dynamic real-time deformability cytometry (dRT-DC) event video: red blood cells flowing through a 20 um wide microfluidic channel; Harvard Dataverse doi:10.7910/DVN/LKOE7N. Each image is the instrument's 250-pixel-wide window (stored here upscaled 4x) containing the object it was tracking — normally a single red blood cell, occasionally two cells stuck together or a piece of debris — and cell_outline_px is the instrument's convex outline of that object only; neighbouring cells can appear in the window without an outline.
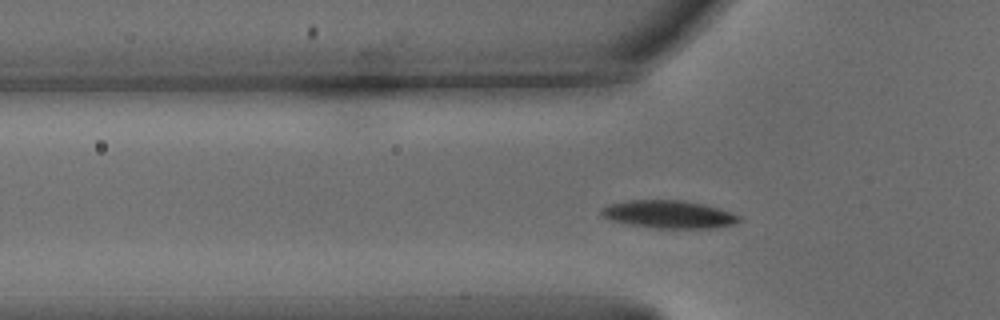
{"species": "common noctule bat (a hibernating species)", "species_latin": "Nyctalus noctula", "temperature_condition": "warm", "stored_images_in_passage": 41, "camera_frame_rate_fps": 3000, "um_per_image_px": 0.085, "animal": {"sex": "male", "body_mass_g": 15.6}, "frame": {"image": 1, "passage_image": 12, "time_ms": 3.667, "image_size_px": [1000, 320], "cell_outline_px": [[744, 220], [736, 224], [716, 228], [656, 228], [628, 224], [612, 220], [604, 216], [600, 212], [600, 208], [608, 204], [624, 200], [684, 200], [704, 204], [740, 216]], "centroid_in_image_um": [56.85, 18.22], "position_along_channel_um": 68.9, "area_um2": 22.43}}
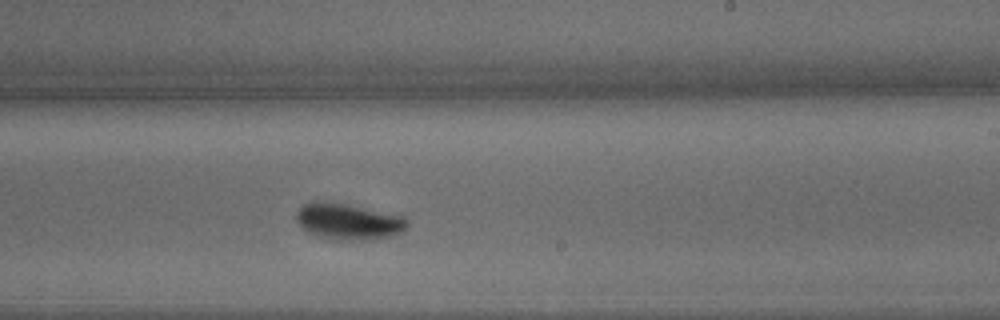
{"frame": {"image": 2, "passage_image": 27, "time_ms": 8.667, "image_size_px": [1000, 320], "cell_outline_px": [[408, 224], [400, 232], [392, 236], [368, 240], [336, 240], [308, 232], [296, 220], [296, 212], [304, 204], [344, 204], [404, 216], [408, 220]], "centroid_in_image_um": [29.67, 18.87], "position_along_channel_um": 259.3, "area_um2": 22.48}}
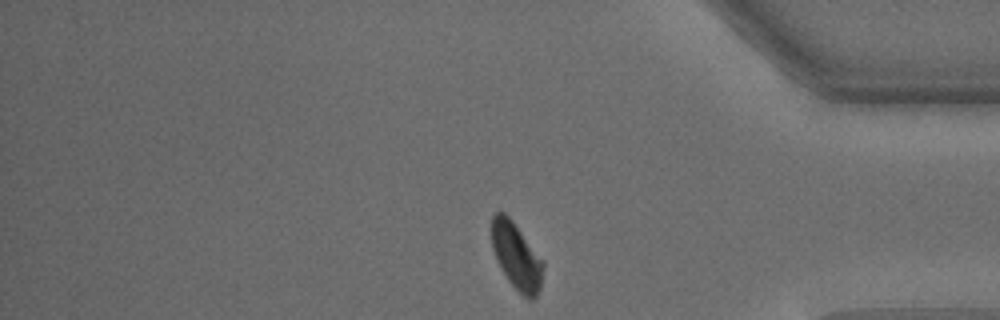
{"frame": {"image": 3, "passage_image": 39, "time_ms": 12.667, "image_size_px": [1000, 320], "cell_outline_px": [[544, 268], [540, 288], [536, 296], [532, 300], [528, 300], [508, 280], [500, 268], [496, 260], [492, 248], [492, 216], [496, 212], [504, 212], [512, 220], [544, 260]], "centroid_in_image_um": [43.91, 21.78], "position_along_channel_um": 391.3, "area_um2": 20.06}, "authors_computed_cell_mechanics": {"area_um2": 21.386, "velocity_mm_per_s": 3.8136, "shape_relaxation_time_tau1_ms": 2.3047, "shape_relaxation_time_tau2_ms": null, "deformation_change_tau1": 0.1251, "deformation_change_tau2": null}}